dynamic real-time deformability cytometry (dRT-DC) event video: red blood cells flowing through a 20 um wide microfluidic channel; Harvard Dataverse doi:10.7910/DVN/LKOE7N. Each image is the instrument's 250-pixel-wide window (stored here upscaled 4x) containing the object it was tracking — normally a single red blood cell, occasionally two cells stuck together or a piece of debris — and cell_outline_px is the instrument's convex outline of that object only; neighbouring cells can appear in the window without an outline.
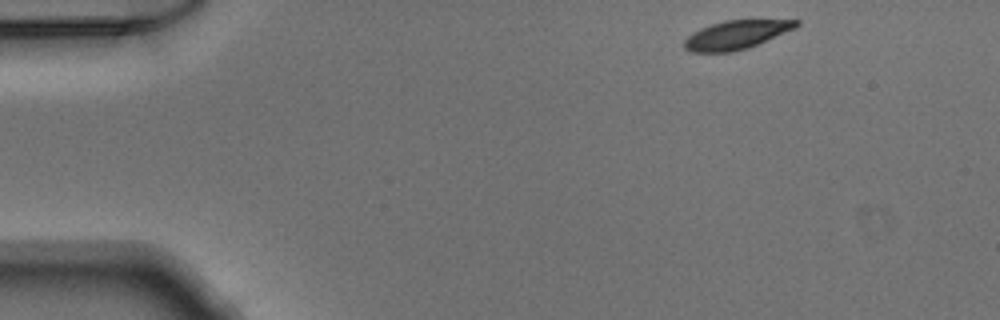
{"species": "Egyptian fruit bat (a non-hibernating species)", "species_latin": "Rousettus aegyptiacus", "temperature_condition": "warm", "stored_images_in_passage": 46, "camera_frame_rate_fps": 3000, "um_per_image_px": 0.085, "animal": {"sex": "male"}, "frame": {"image": 1, "passage_image": 1, "time_ms": 0.0, "image_size_px": [1000, 320], "cell_outline_px": [[800, 24], [796, 28], [748, 48], [732, 52], [692, 52], [684, 48], [684, 40], [688, 36], [700, 28], [712, 24], [728, 20], [800, 20]], "centroid_in_image_um": [62.59, 2.96], "position_along_channel_um": 22.4, "area_um2": 18.55}}
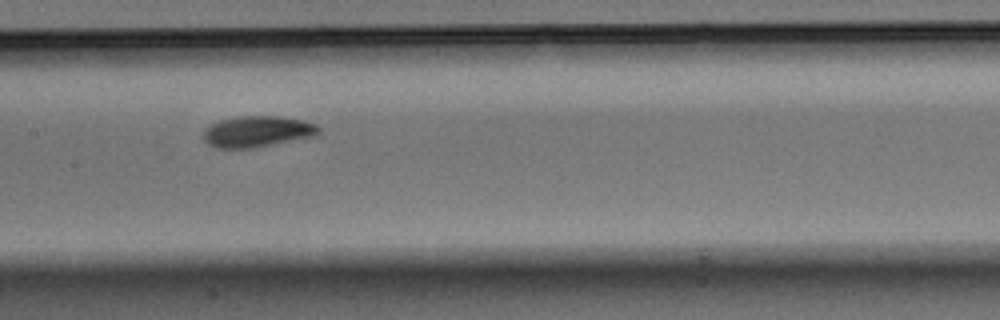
{"frame": {"image": 2, "passage_image": 20, "time_ms": 6.333, "image_size_px": [1000, 320], "cell_outline_px": [[320, 132], [316, 136], [252, 148], [216, 148], [208, 144], [204, 140], [204, 128], [220, 120], [240, 116], [280, 116], [304, 120], [316, 124], [320, 128]], "centroid_in_image_um": [21.89, 11.18], "position_along_channel_um": 185.5, "area_um2": 20.98}}
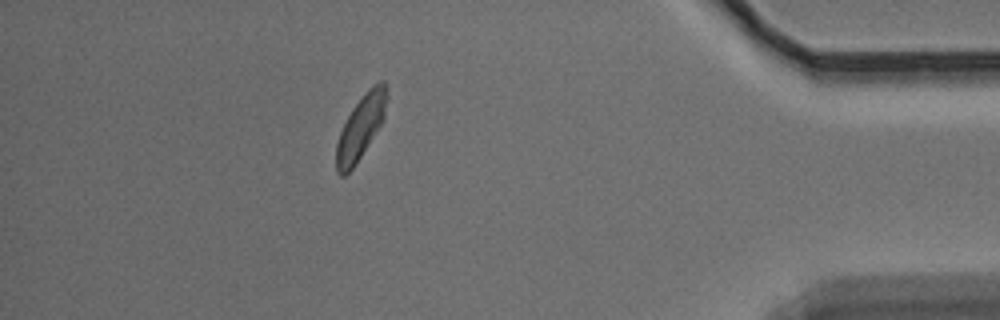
{"frame": {"image": 3, "passage_image": 40, "time_ms": 13.0, "image_size_px": [1000, 320], "cell_outline_px": [[388, 96], [384, 116], [380, 124], [356, 164], [344, 176], [340, 176], [336, 172], [336, 144], [340, 132], [352, 108], [364, 92], [372, 84], [380, 80], [384, 80], [388, 84]], "centroid_in_image_um": [30.68, 10.75], "position_along_channel_um": 404.5, "area_um2": 18.79}}